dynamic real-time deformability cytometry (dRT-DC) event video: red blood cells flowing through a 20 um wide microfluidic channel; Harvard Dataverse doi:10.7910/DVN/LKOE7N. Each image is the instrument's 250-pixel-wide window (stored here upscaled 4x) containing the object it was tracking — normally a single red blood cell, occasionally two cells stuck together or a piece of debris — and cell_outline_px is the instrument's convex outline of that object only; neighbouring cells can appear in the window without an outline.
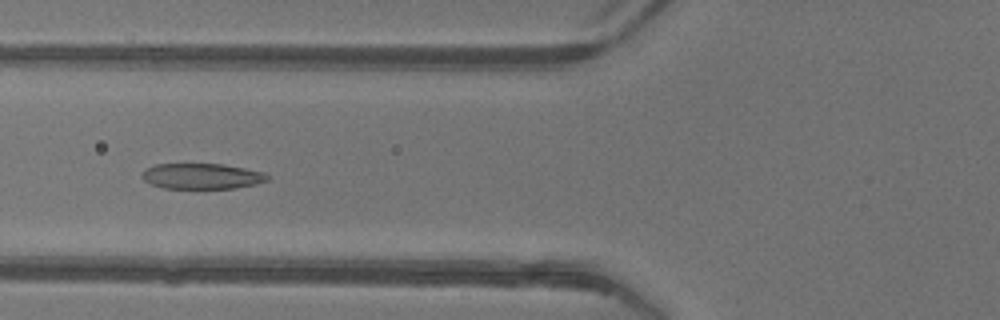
{"species": "common noctule bat (a hibernating species)", "species_latin": "Nyctalus noctula", "temperature_condition": "warm", "stored_images_in_passage": 22, "camera_frame_rate_fps": 3000, "um_per_image_px": 0.085, "animal": {"sex": "female"}, "frame": {"image": 1, "passage_image": 5, "time_ms": 1.333, "image_size_px": [1000, 320], "cell_outline_px": [[272, 176], [268, 180], [256, 184], [236, 188], [164, 188], [152, 184], [144, 180], [140, 176], [148, 168], [156, 164], [224, 164], [264, 172]], "centroid_in_image_um": [17.21, 14.97], "position_along_channel_um": 108.6, "area_um2": 18.67}}
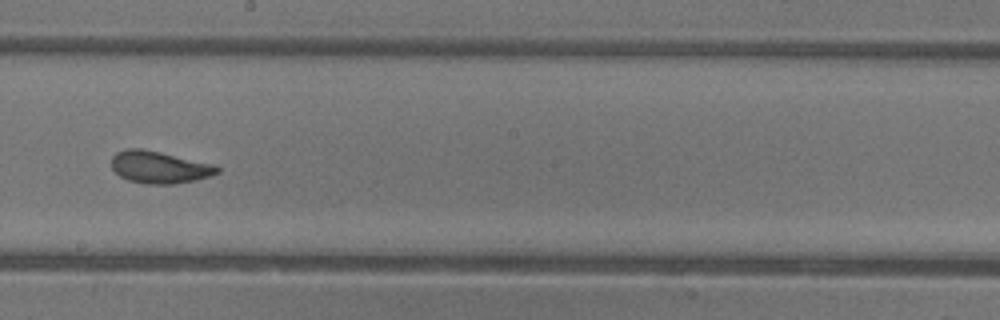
{"frame": {"image": 2, "passage_image": 14, "time_ms": 4.333, "image_size_px": [1000, 320], "cell_outline_px": [[220, 172], [196, 180], [176, 184], [148, 184], [128, 180], [120, 176], [112, 168], [112, 156], [116, 152], [124, 148], [140, 148], [160, 152], [216, 164], [220, 168]], "centroid_in_image_um": [13.56, 14.2], "position_along_channel_um": 234.6, "area_um2": 19.94}}
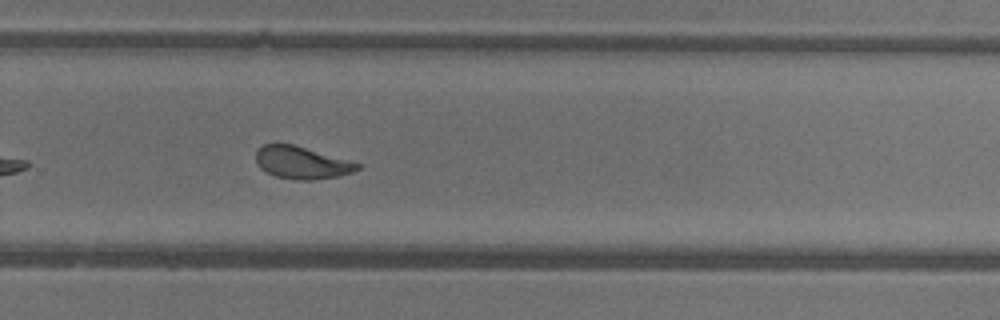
{"frame": {"image": 3, "passage_image": 19, "time_ms": 6.0, "image_size_px": [1000, 320], "cell_outline_px": [[360, 168], [352, 172], [336, 176], [312, 180], [296, 180], [276, 176], [260, 168], [256, 164], [256, 152], [264, 144], [292, 144], [348, 160], [360, 164]], "centroid_in_image_um": [25.62, 13.83], "position_along_channel_um": 304.2, "area_um2": 18.79}}